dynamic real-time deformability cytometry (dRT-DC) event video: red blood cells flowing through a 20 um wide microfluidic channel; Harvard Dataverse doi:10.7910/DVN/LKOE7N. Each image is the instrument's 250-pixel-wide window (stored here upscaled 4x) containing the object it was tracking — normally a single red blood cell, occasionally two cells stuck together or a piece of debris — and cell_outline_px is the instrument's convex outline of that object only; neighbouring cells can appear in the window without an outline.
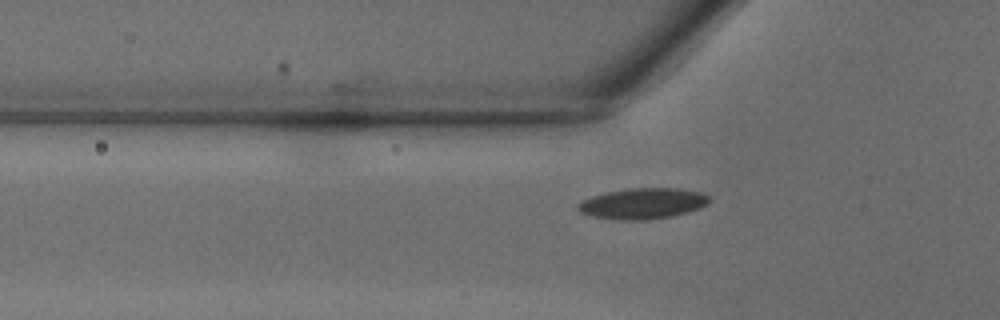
{"species": "common noctule bat (a hibernating species)", "species_latin": "Nyctalus noctula", "temperature_condition": "warm", "stored_images_in_passage": 29, "camera_frame_rate_fps": 3000, "um_per_image_px": 0.085, "animal": {"sex": "male", "body_mass_g": 18.8}, "frame": {"image": 1, "passage_image": 2, "time_ms": 0.333, "image_size_px": [1000, 320], "cell_outline_px": [[712, 200], [708, 204], [700, 208], [688, 212], [672, 216], [644, 220], [620, 220], [592, 216], [580, 212], [576, 208], [576, 204], [592, 196], [608, 192], [628, 188], [680, 188], [700, 192], [712, 196]], "centroid_in_image_um": [54.68, 17.29], "position_along_channel_um": 71.1, "area_um2": 23.76}}
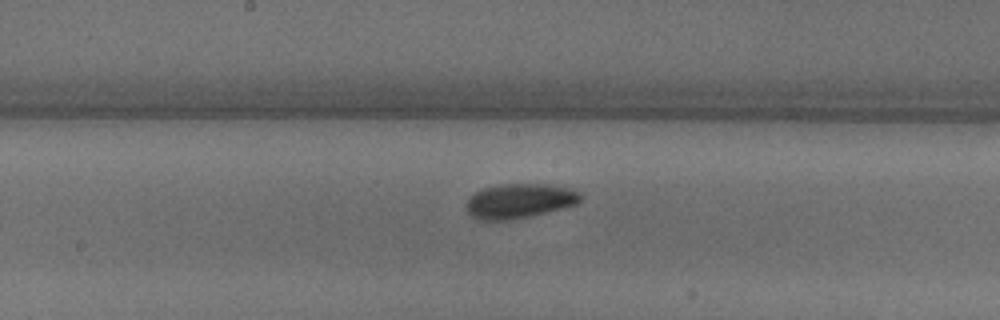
{"frame": {"image": 2, "passage_image": 10, "time_ms": 3.0, "image_size_px": [1000, 320], "cell_outline_px": [[580, 200], [576, 204], [528, 216], [508, 220], [476, 220], [464, 208], [464, 204], [476, 192], [484, 188], [500, 184], [548, 184], [568, 188], [580, 192]], "centroid_in_image_um": [44.09, 17.08], "position_along_channel_um": 204.1, "area_um2": 22.77}}
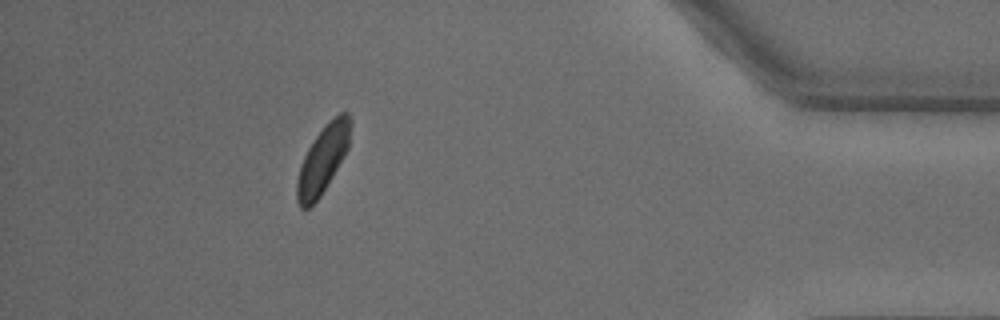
{"frame": {"image": 3, "passage_image": 25, "time_ms": 8.0, "image_size_px": [1000, 320], "cell_outline_px": [[352, 124], [348, 148], [332, 176], [320, 196], [308, 208], [300, 208], [296, 200], [296, 180], [304, 156], [308, 148], [316, 136], [340, 112], [348, 112], [352, 120]], "centroid_in_image_um": [27.44, 13.56], "position_along_channel_um": 407.8, "area_um2": 20.58}}